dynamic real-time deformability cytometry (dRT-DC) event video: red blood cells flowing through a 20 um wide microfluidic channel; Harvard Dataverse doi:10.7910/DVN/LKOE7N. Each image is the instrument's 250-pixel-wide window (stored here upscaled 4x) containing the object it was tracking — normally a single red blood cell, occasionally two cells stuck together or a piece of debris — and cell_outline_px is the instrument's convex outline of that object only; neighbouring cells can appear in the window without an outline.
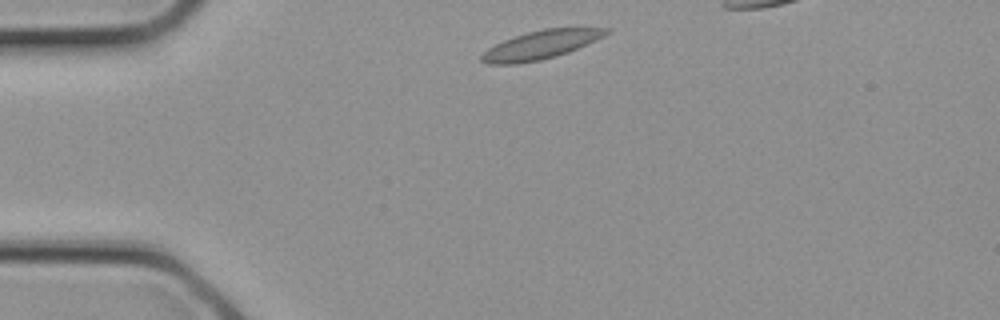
{"species": "common noctule bat (a hibernating species)", "species_latin": "Nyctalus noctula", "temperature_condition": "cold", "stored_images_in_passage": 3, "camera_frame_rate_fps": 3000, "um_per_image_px": 0.085, "animal": {"sex": "female", "body_mass_g": 21.9}, "frame": {"image": 1, "passage_image": 1, "time_ms": 0.0, "image_size_px": [1000, 320], "cell_outline_px": [[612, 28], [604, 36], [596, 40], [568, 52], [556, 56], [540, 60], [516, 64], [488, 64], [480, 60], [480, 56], [488, 48], [504, 40], [528, 32], [544, 28]], "centroid_in_image_um": [45.95, 3.82], "position_along_channel_um": 39.0, "area_um2": 20.46}}
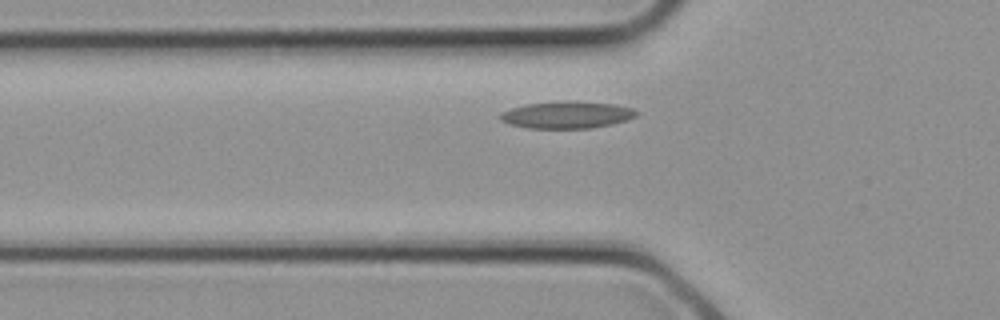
{"frame": {"image": 2, "passage_image": 3, "time_ms": 0.667, "image_size_px": [1000, 320], "cell_outline_px": [[640, 112], [636, 116], [612, 124], [592, 128], [528, 128], [508, 124], [500, 120], [500, 112], [524, 104], [612, 104], [632, 108]], "centroid_in_image_um": [48.15, 9.82], "position_along_channel_um": 77.7, "area_um2": 20.23}}